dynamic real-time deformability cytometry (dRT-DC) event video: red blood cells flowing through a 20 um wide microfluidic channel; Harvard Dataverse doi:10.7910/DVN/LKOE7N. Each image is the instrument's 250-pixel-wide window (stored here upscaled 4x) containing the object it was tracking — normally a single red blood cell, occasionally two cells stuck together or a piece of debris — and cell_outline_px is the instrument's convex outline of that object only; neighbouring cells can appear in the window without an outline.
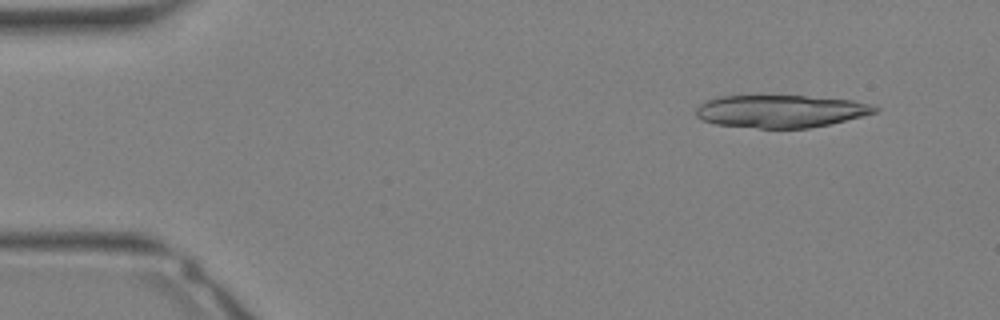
{"species": "Egyptian fruit bat (a non-hibernating species)", "species_latin": "Rousettus aegyptiacus", "temperature_condition": "warm", "stored_images_in_passage": 8, "camera_frame_rate_fps": 3000, "um_per_image_px": 0.085, "animal": {"sex": "female"}, "frame": {"image": 1, "passage_image": 3, "time_ms": 0.667, "image_size_px": [1000, 320], "cell_outline_px": [[880, 112], [864, 116], [828, 124], [808, 128], [760, 128], [716, 124], [700, 120], [696, 116], [696, 108], [704, 100], [716, 96], [804, 96], [852, 100], [872, 104], [880, 108]], "centroid_in_image_um": [66.36, 9.45], "position_along_channel_um": 18.6, "area_um2": 34.16}}